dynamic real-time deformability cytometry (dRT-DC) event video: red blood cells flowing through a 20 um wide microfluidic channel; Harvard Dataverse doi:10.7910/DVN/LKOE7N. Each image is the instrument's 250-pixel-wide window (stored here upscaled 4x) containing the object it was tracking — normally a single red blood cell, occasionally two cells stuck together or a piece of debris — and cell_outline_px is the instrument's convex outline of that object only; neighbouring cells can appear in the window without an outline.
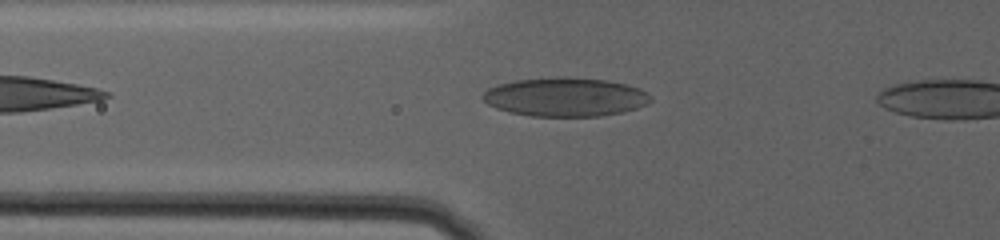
{"species": "human", "species_latin": "Homo sapiens", "temperature_condition": "warm", "stored_images_in_passage": 47, "camera_frame_rate_fps": 3000, "um_per_image_px": 0.085, "donor": {"sex": "female"}, "frame": {"image": 1, "passage_image": 7, "time_ms": 2.0, "image_size_px": [1000, 240], "cell_outline_px": [[652, 100], [636, 108], [624, 112], [600, 116], [532, 116], [508, 112], [496, 108], [488, 104], [480, 96], [488, 88], [496, 84], [516, 80], [556, 76], [568, 76], [608, 80], [628, 84], [640, 88], [648, 92], [652, 96]], "centroid_in_image_um": [48.05, 8.23], "position_along_channel_um": 77.7, "area_um2": 38.49}}
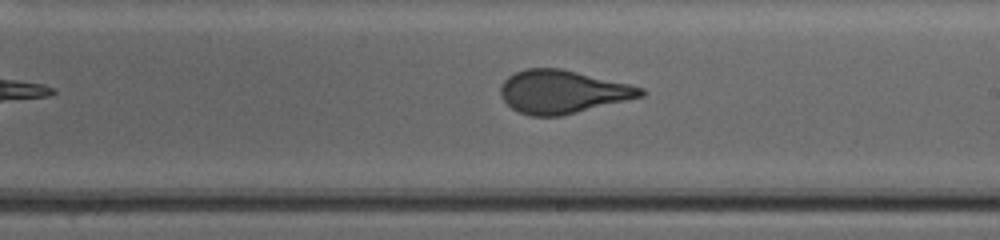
{"frame": {"image": 2, "passage_image": 24, "time_ms": 7.667, "image_size_px": [1000, 240], "cell_outline_px": [[648, 92], [644, 96], [560, 116], [532, 116], [520, 112], [512, 108], [500, 96], [500, 84], [508, 76], [516, 72], [528, 68], [560, 68], [628, 84], [644, 88]], "centroid_in_image_um": [47.8, 7.8], "position_along_channel_um": 241.2, "area_um2": 35.03}}
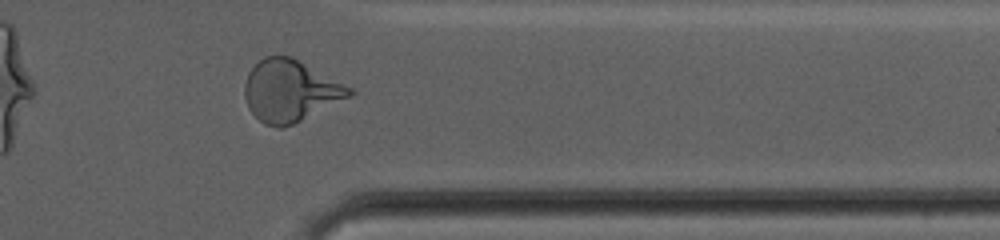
{"frame": {"image": 3, "passage_image": 39, "time_ms": 12.667, "image_size_px": [1000, 240], "cell_outline_px": [[356, 92], [352, 96], [292, 124], [280, 128], [276, 128], [264, 124], [248, 108], [244, 96], [244, 84], [248, 72], [264, 56], [292, 56], [352, 88]], "centroid_in_image_um": [24.66, 7.72], "position_along_channel_um": 386.7, "area_um2": 37.51}}